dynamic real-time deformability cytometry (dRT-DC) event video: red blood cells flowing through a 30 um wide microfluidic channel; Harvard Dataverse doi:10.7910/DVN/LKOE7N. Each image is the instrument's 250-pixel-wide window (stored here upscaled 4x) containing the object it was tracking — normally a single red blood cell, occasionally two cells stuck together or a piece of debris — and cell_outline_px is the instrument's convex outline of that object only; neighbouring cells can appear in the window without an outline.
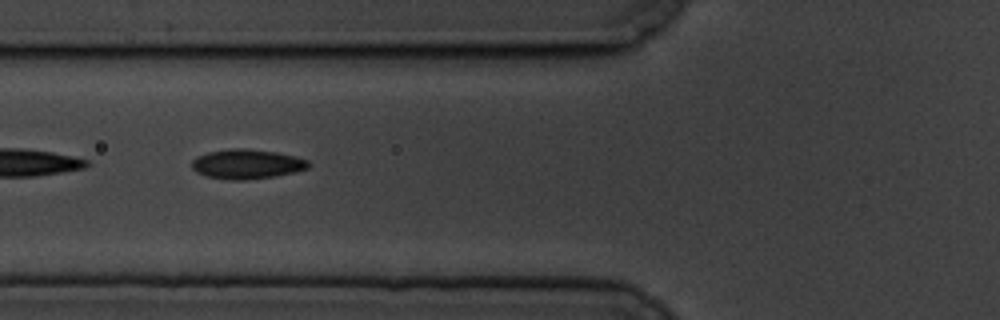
{"species": "common noctule bat (a hibernating species)", "species_latin": "Nyctalus noctula", "temperature_condition": "cold", "stored_images_in_passage": 8, "camera_frame_rate_fps": 3000, "um_per_image_px": 0.085, "animal": {"sex": "male", "body_mass_g": 19.5, "forearm_length_mm": 54.6}, "frame": {"image": 1, "passage_image": 5, "time_ms": 4.667, "image_size_px": [1000, 320], "cell_outline_px": [[312, 164], [308, 168], [296, 172], [276, 176], [244, 180], [232, 180], [208, 176], [196, 172], [192, 168], [192, 160], [196, 156], [208, 152], [232, 148], [248, 148], [276, 152], [296, 156], [308, 160]], "centroid_in_image_um": [21.02, 13.94], "position_along_channel_um": 104.8, "area_um2": 20.29}}
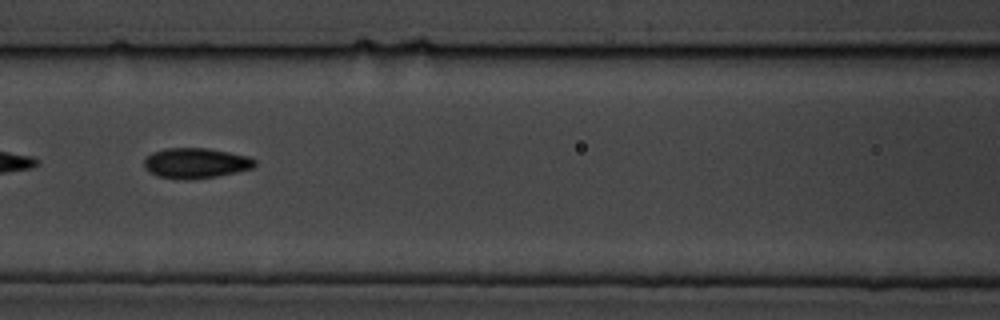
{"frame": {"image": 2, "passage_image": 6, "time_ms": 6.0, "image_size_px": [1000, 320], "cell_outline_px": [[256, 164], [252, 168], [236, 172], [216, 176], [192, 180], [176, 180], [156, 176], [148, 172], [144, 168], [144, 160], [152, 152], [164, 148], [208, 148], [248, 156], [256, 160]], "centroid_in_image_um": [16.59, 13.88], "position_along_channel_um": 150.0, "area_um2": 19.83}}
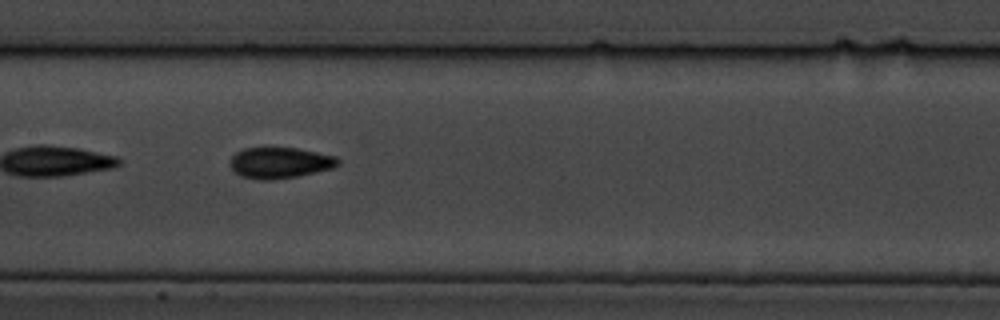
{"frame": {"image": 3, "passage_image": 7, "time_ms": 7.0, "image_size_px": [1000, 320], "cell_outline_px": [[340, 164], [332, 168], [296, 176], [272, 180], [260, 180], [240, 176], [228, 164], [228, 160], [236, 152], [244, 148], [296, 148], [336, 156], [340, 160]], "centroid_in_image_um": [23.76, 13.83], "position_along_channel_um": 183.6, "area_um2": 19.48}}